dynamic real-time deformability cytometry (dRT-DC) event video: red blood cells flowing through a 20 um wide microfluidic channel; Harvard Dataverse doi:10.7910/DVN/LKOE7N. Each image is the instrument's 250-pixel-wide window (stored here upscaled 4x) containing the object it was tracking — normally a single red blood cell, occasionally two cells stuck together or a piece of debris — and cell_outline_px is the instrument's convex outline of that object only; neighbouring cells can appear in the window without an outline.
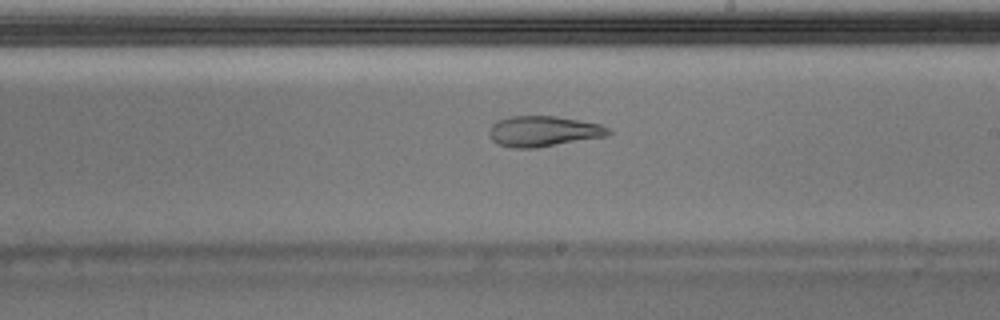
{"species": "Egyptian fruit bat (a non-hibernating species)", "species_latin": "Rousettus aegyptiacus", "temperature_condition": "warm", "stored_images_in_passage": 30, "camera_frame_rate_fps": 3000, "um_per_image_px": 0.085, "animal": {"sex": "male"}, "frame": {"image": 1, "passage_image": 13, "time_ms": 4.0, "image_size_px": [1000, 320], "cell_outline_px": [[612, 132], [608, 136], [536, 148], [512, 148], [496, 144], [488, 136], [488, 128], [496, 120], [508, 116], [556, 116], [580, 120], [600, 124], [608, 128]], "centroid_in_image_um": [46.14, 11.16], "position_along_channel_um": 242.9, "area_um2": 21.62}}